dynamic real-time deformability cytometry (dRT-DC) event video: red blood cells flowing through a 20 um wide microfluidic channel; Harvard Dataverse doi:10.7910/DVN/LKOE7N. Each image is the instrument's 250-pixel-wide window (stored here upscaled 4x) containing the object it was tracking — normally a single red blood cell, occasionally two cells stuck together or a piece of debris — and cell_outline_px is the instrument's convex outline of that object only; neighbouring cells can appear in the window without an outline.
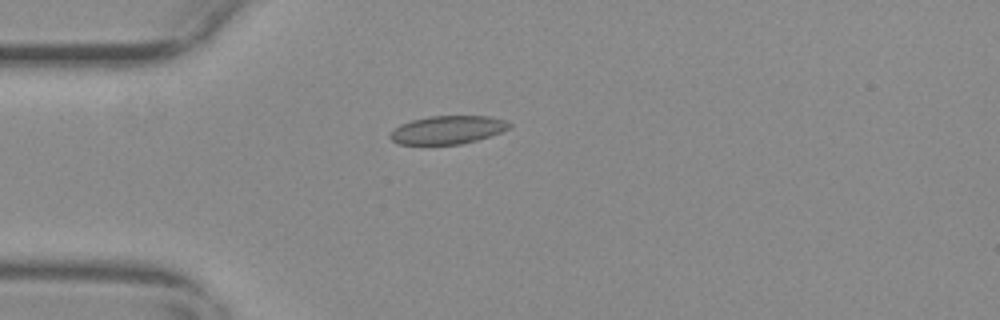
{"species": "common noctule bat (a hibernating species)", "species_latin": "Nyctalus noctula", "temperature_condition": "warm", "stored_images_in_passage": 18, "camera_frame_rate_fps": 3000, "um_per_image_px": 0.085, "animal": {"sex": "female", "body_mass_g": 29.2, "forearm_length_mm": 56.3}, "frame": {"image": 1, "passage_image": 15, "time_ms": 4.667, "image_size_px": [1000, 320], "cell_outline_px": [[512, 124], [508, 128], [500, 132], [476, 140], [460, 144], [400, 144], [392, 140], [388, 136], [400, 124], [412, 120], [428, 116], [488, 116], [504, 120]], "centroid_in_image_um": [38.03, 11.03], "position_along_channel_um": 47.0, "area_um2": 19.31}}